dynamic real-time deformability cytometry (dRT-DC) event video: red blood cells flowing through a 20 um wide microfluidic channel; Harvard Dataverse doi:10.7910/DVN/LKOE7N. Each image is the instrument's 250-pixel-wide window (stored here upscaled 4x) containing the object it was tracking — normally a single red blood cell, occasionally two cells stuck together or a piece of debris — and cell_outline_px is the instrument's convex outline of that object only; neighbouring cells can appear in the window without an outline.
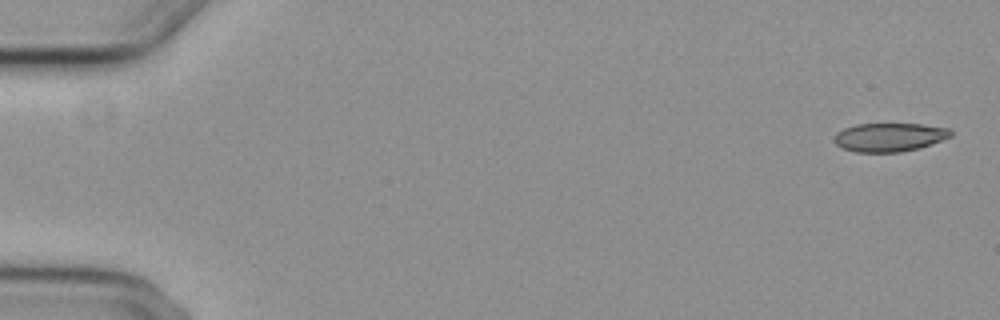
{"species": "common noctule bat (a hibernating species)", "species_latin": "Nyctalus noctula", "temperature_condition": "cold", "stored_images_in_passage": 5, "camera_frame_rate_fps": 3000, "um_per_image_px": 0.085, "animal": {"sex": "female", "body_mass_g": 29.2, "forearm_length_mm": 56.3}, "frame": {"image": 1, "passage_image": 1, "time_ms": 0.0, "image_size_px": [1000, 320], "cell_outline_px": [[952, 136], [932, 144], [920, 148], [900, 152], [856, 152], [840, 148], [832, 140], [836, 132], [844, 128], [856, 124], [920, 124], [948, 128], [952, 132]], "centroid_in_image_um": [75.56, 11.67], "position_along_channel_um": 9.4, "area_um2": 19.59}}